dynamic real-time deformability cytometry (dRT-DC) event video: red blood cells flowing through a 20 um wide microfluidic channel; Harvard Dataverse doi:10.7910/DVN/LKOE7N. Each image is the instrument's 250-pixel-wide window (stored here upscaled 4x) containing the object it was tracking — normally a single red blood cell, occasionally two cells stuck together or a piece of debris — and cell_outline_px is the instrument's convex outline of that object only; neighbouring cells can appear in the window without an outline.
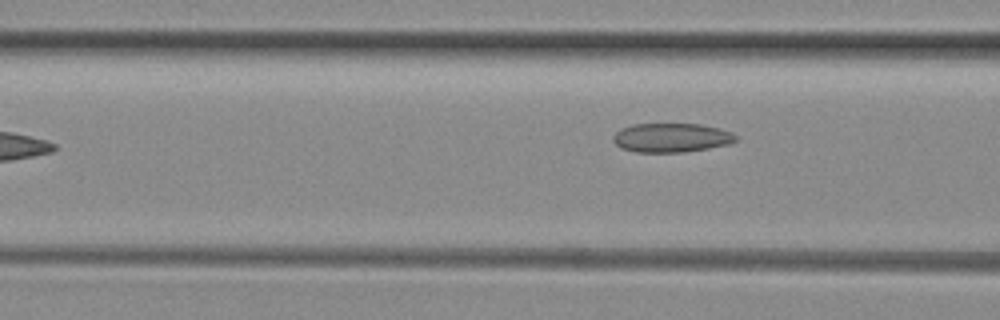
{"species": "common noctule bat (a hibernating species)", "species_latin": "Nyctalus noctula", "temperature_condition": "room temperature", "stored_images_in_passage": 6, "camera_frame_rate_fps": 3000, "um_per_image_px": 0.085, "animal": {"sex": "female", "body_mass_g": 29.2, "forearm_length_mm": 56.3}, "frame": {"image": 1, "passage_image": 6, "time_ms": 1.667, "image_size_px": [1000, 320], "cell_outline_px": [[736, 140], [728, 144], [708, 148], [684, 152], [636, 152], [620, 148], [612, 140], [612, 136], [620, 128], [632, 124], [700, 124], [732, 132], [736, 136]], "centroid_in_image_um": [57.01, 11.7], "position_along_channel_um": 109.6, "area_um2": 20.75}}